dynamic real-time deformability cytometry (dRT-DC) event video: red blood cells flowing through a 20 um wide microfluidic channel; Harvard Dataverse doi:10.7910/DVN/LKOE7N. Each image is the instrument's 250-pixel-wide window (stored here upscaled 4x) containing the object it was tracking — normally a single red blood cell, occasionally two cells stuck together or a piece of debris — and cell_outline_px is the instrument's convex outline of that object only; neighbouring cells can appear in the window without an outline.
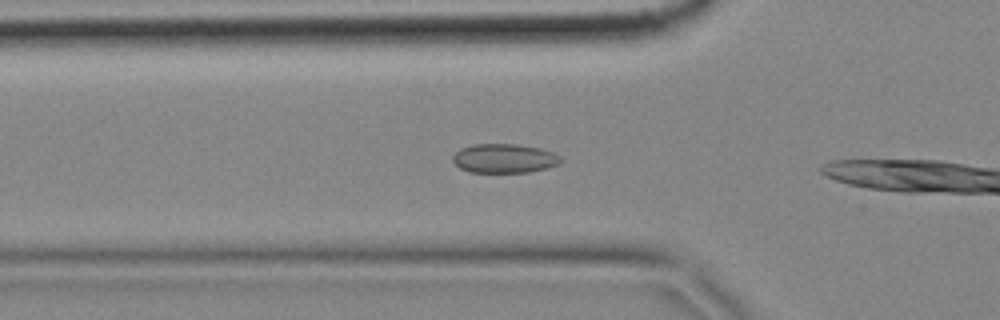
{"species": "common noctule bat (a hibernating species)", "species_latin": "Nyctalus noctula", "temperature_condition": "cold", "stored_images_in_passage": 13, "camera_frame_rate_fps": 3000, "um_per_image_px": 0.085, "animal": {"sex": "female", "body_mass_g": 18.4}, "frame": {"image": 1, "passage_image": 4, "time_ms": 1.0, "image_size_px": [1000, 320], "cell_outline_px": [[560, 164], [548, 168], [528, 172], [468, 172], [460, 168], [452, 160], [452, 156], [460, 148], [472, 144], [516, 144], [540, 148], [552, 152], [560, 156]], "centroid_in_image_um": [42.85, 13.46], "position_along_channel_um": 83.0, "area_um2": 18.38}}
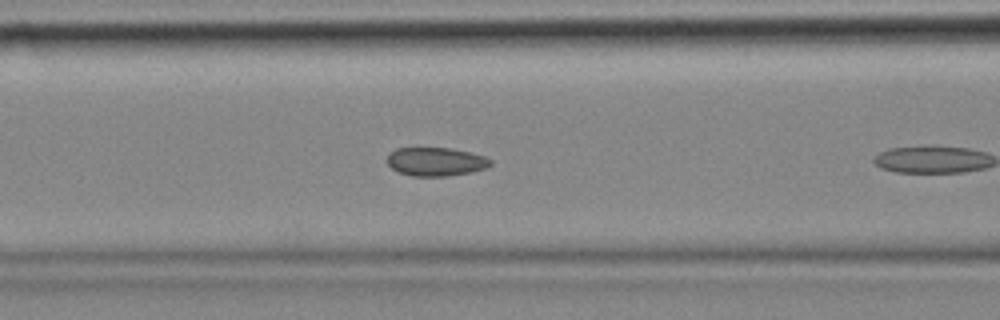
{"frame": {"image": 2, "passage_image": 8, "time_ms": 2.333, "image_size_px": [1000, 320], "cell_outline_px": [[492, 164], [488, 168], [472, 172], [448, 176], [412, 176], [400, 172], [392, 168], [388, 164], [388, 152], [396, 148], [452, 148], [484, 156], [492, 160]], "centroid_in_image_um": [37.07, 13.74], "position_along_channel_um": 129.5, "area_um2": 17.28}}